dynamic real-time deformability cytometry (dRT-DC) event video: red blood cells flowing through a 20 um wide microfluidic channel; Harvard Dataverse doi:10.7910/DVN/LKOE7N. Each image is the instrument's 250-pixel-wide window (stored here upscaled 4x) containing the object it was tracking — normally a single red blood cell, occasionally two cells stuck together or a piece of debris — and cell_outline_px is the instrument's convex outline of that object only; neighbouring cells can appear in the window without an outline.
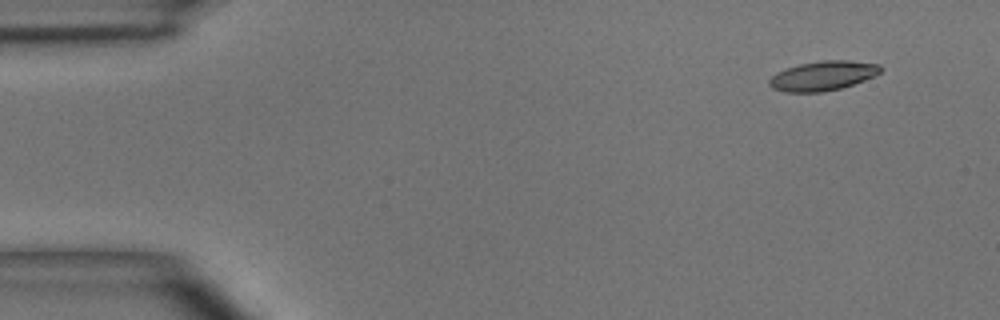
{"species": "common noctule bat (a hibernating species)", "species_latin": "Nyctalus noctula", "temperature_condition": "room temperature", "stored_images_in_passage": 4, "segment_of_instrument_passage": [1, 2], "camera_frame_rate_fps": 3000, "um_per_image_px": 0.085, "animal": {"sex": "male", "body_mass_g": 15.6}, "frame": {"image": 1, "passage_image": 1, "time_ms": 0.0, "image_size_px": [1000, 320], "cell_outline_px": [[884, 68], [880, 72], [864, 80], [840, 88], [820, 92], [784, 92], [772, 88], [768, 84], [768, 80], [776, 72], [800, 64], [820, 60], [848, 60], [880, 64]], "centroid_in_image_um": [69.93, 6.43], "position_along_channel_um": 15.1, "area_um2": 19.07}}